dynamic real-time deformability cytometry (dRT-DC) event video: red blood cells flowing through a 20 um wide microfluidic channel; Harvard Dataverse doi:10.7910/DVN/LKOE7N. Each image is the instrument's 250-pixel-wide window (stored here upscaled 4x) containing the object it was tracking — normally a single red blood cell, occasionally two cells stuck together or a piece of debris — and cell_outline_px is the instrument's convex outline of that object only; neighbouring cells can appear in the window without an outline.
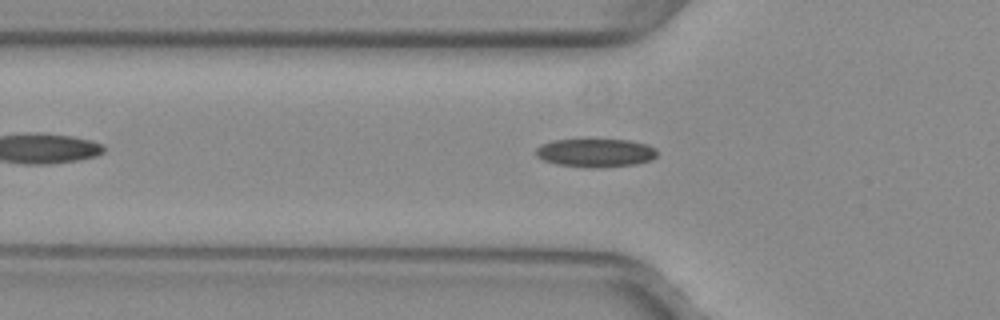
{"species": "common noctule bat (a hibernating species)", "species_latin": "Nyctalus noctula", "temperature_condition": "warm", "stored_images_in_passage": 38, "camera_frame_rate_fps": 3000, "um_per_image_px": 0.085, "animal": {"sex": "female", "body_mass_g": 29.2, "forearm_length_mm": 56.3}, "frame": {"image": 1, "passage_image": 9, "time_ms": 2.667, "image_size_px": [1000, 320], "cell_outline_px": [[656, 156], [652, 160], [632, 164], [604, 168], [592, 168], [556, 164], [544, 160], [536, 156], [536, 148], [540, 144], [552, 140], [628, 140], [648, 144], [656, 148]], "centroid_in_image_um": [50.62, 12.99], "position_along_channel_um": 75.2, "area_um2": 20.11}}
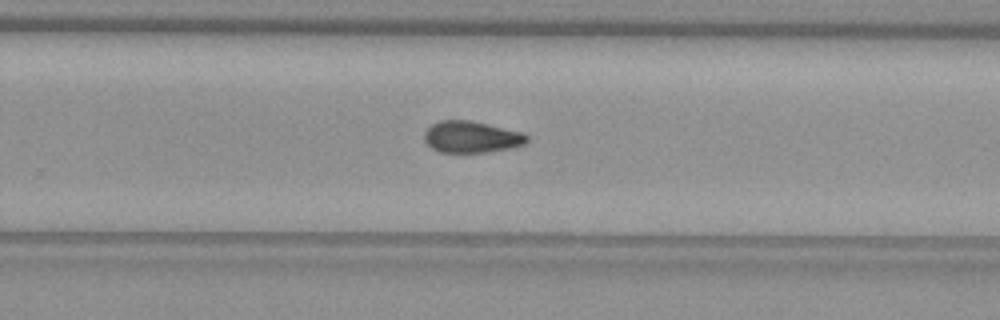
{"frame": {"image": 2, "passage_image": 25, "time_ms": 8.0, "image_size_px": [1000, 320], "cell_outline_px": [[528, 140], [524, 144], [512, 148], [488, 152], [440, 152], [432, 148], [424, 140], [424, 132], [432, 124], [440, 120], [472, 120], [524, 132], [528, 136]], "centroid_in_image_um": [40.1, 11.63], "position_along_channel_um": 289.7, "area_um2": 19.07}}
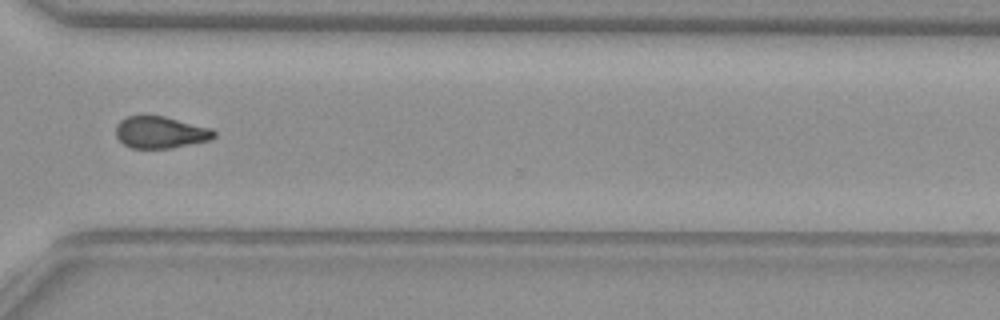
{"frame": {"image": 3, "passage_image": 30, "time_ms": 9.667, "image_size_px": [1000, 320], "cell_outline_px": [[216, 136], [212, 140], [172, 148], [132, 148], [124, 144], [116, 136], [116, 124], [120, 120], [128, 116], [144, 112], [164, 116], [212, 128], [216, 132]], "centroid_in_image_um": [13.64, 11.21], "position_along_channel_um": 357.0, "area_um2": 18.84}, "authors_computed_cell_mechanics": {"area_um2": 19.2474, "velocity_mm_per_s": 4.0227, "shape_relaxation_time_tau1_ms": null, "shape_relaxation_time_tau2_ms": 6.5897, "deformation_change_tau1": null, "deformation_change_tau2": 0.1167}}